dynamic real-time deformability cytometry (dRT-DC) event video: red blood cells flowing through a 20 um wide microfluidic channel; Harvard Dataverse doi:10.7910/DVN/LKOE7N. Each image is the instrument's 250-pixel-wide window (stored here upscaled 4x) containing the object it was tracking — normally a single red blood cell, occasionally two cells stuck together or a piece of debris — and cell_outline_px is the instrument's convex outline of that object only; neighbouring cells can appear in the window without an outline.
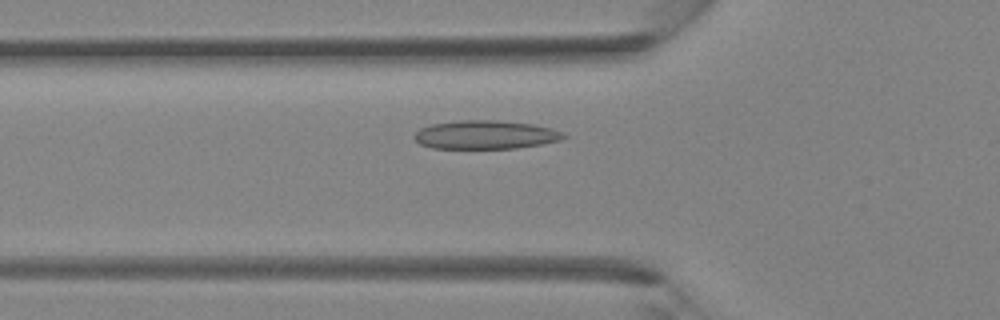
{"species": "Egyptian fruit bat (a non-hibernating species)", "species_latin": "Rousettus aegyptiacus", "temperature_condition": "room temperature", "stored_images_in_passage": 38, "camera_frame_rate_fps": 3000, "um_per_image_px": 0.085, "animal": {"sex": "female"}, "frame": {"image": 1, "passage_image": 11, "time_ms": 3.333, "image_size_px": [1000, 320], "cell_outline_px": [[568, 136], [560, 140], [540, 144], [516, 148], [432, 148], [420, 144], [412, 136], [420, 128], [432, 124], [460, 120], [500, 120], [532, 124], [564, 132]], "centroid_in_image_um": [41.25, 11.45], "position_along_channel_um": 84.6, "area_um2": 24.8}}
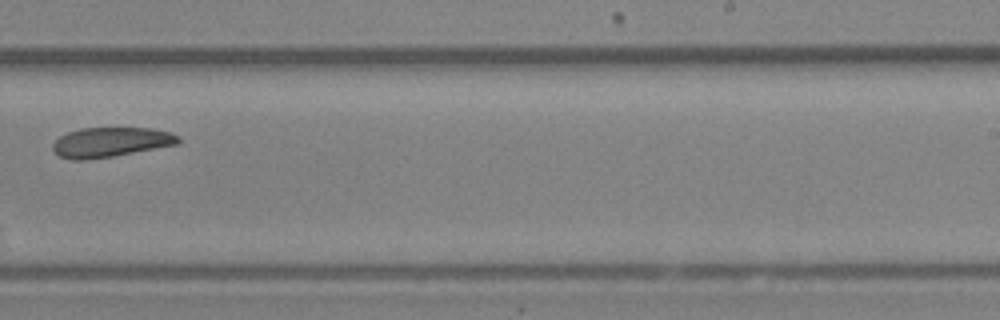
{"frame": {"image": 2, "passage_image": 23, "time_ms": 7.333, "image_size_px": [1000, 320], "cell_outline_px": [[180, 144], [112, 156], [88, 160], [72, 160], [60, 156], [52, 148], [52, 144], [60, 136], [68, 132], [80, 128], [152, 128], [168, 132], [180, 136]], "centroid_in_image_um": [9.42, 12.08], "position_along_channel_um": 279.6, "area_um2": 21.73}}
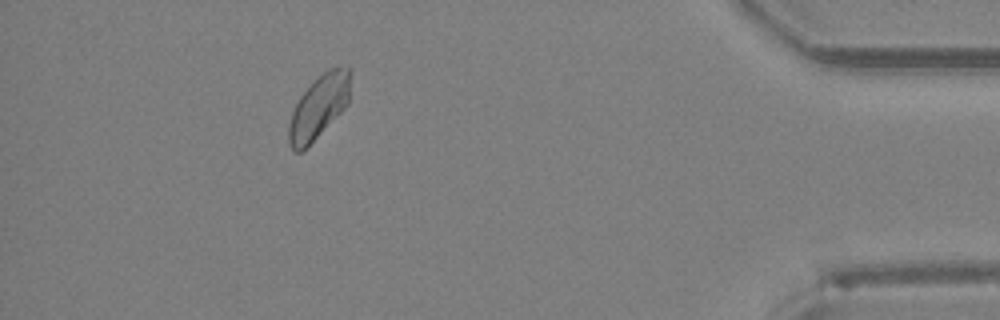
{"frame": {"image": 3, "passage_image": 34, "time_ms": 11.0, "image_size_px": [1000, 320], "cell_outline_px": [[352, 72], [348, 104], [300, 152], [296, 152], [288, 144], [288, 124], [292, 112], [300, 96], [328, 68], [352, 68]], "centroid_in_image_um": [27.11, 9.06], "position_along_channel_um": 408.1, "area_um2": 22.08}}